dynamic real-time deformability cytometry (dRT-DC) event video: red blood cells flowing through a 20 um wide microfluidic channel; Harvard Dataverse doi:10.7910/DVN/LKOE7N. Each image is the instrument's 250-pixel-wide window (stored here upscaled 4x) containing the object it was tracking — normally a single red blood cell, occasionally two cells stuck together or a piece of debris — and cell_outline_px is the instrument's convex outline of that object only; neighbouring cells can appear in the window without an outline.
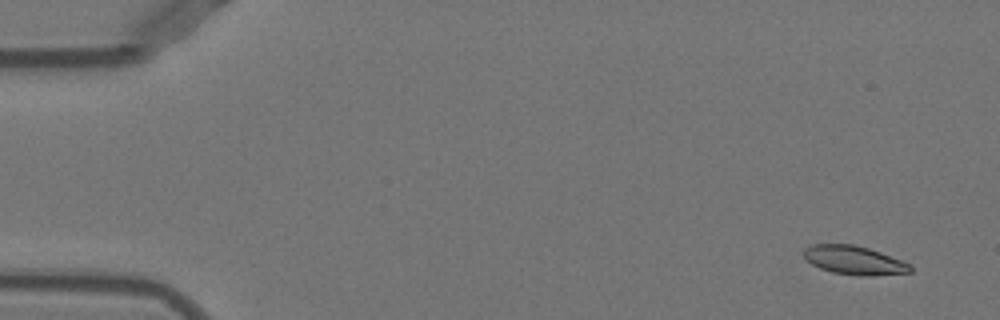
{"species": "Egyptian fruit bat (a non-hibernating species)", "species_latin": "Rousettus aegyptiacus", "temperature_condition": "warm", "stored_images_in_passage": 5, "camera_frame_rate_fps": 3000, "um_per_image_px": 0.085, "animal": {"sex": "female"}, "frame": {"image": 1, "passage_image": 1, "time_ms": 0.0, "image_size_px": [1000, 320], "cell_outline_px": [[912, 272], [872, 276], [860, 276], [832, 272], [820, 268], [812, 264], [804, 256], [804, 248], [812, 244], [852, 244], [868, 248], [880, 252], [912, 264]], "centroid_in_image_um": [72.63, 22.12], "position_along_channel_um": 12.4, "area_um2": 17.86}}